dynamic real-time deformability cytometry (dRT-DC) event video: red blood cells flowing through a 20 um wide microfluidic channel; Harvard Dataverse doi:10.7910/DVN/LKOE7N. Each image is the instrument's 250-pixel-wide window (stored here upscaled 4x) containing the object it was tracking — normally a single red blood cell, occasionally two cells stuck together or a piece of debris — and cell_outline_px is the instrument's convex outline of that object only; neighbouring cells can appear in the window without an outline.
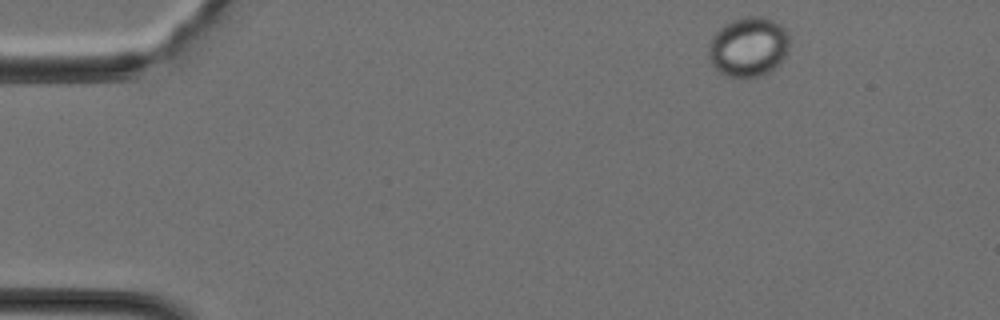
{"species": "Egyptian fruit bat (a non-hibernating species)", "species_latin": "Rousettus aegyptiacus", "temperature_condition": "cold", "stored_images_in_passage": 35, "camera_frame_rate_fps": 3000, "um_per_image_px": 0.085, "animal": {"sex": "female"}, "frame": {"image": 1, "passage_image": 1, "time_ms": 0.0, "image_size_px": [1000, 320], "cell_outline_px": [[788, 52], [780, 64], [768, 72], [760, 76], [728, 76], [720, 72], [712, 64], [708, 56], [708, 48], [712, 36], [724, 24], [732, 20], [744, 16], [764, 16], [780, 24], [784, 28], [788, 36]], "centroid_in_image_um": [63.62, 3.96], "position_along_channel_um": 21.4, "area_um2": 28.09}}
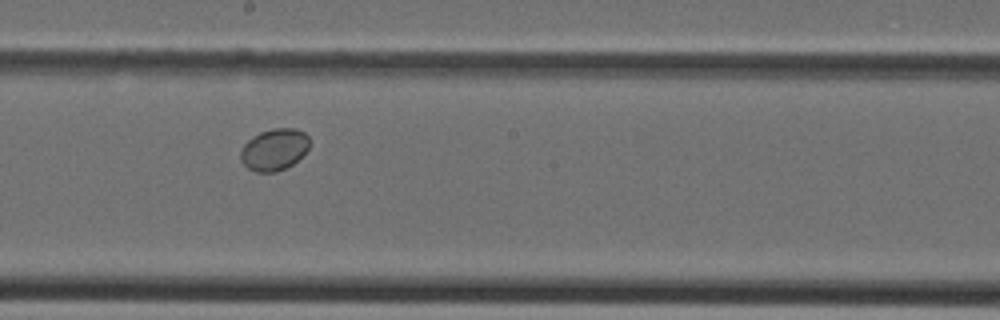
{"frame": {"image": 2, "passage_image": 18, "time_ms": 5.667, "image_size_px": [1000, 320], "cell_outline_px": [[308, 148], [292, 164], [276, 172], [256, 172], [248, 168], [240, 160], [240, 152], [244, 144], [252, 136], [260, 132], [272, 128], [296, 128], [304, 132], [308, 136]], "centroid_in_image_um": [23.27, 12.7], "position_along_channel_um": 224.9, "area_um2": 16.65}}
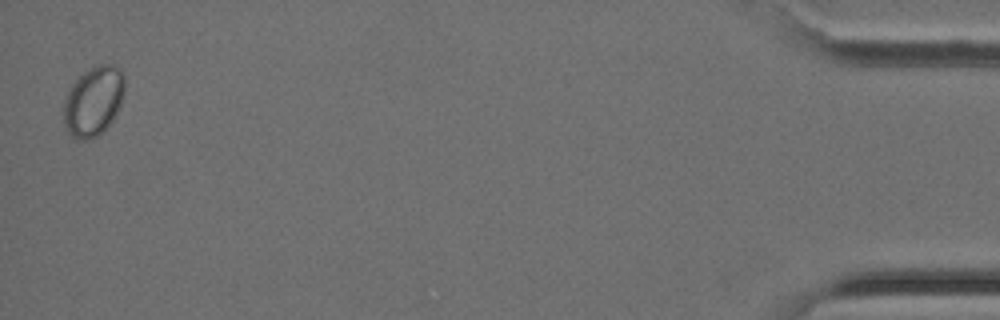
{"frame": {"image": 3, "passage_image": 35, "time_ms": 11.333, "image_size_px": [1000, 320], "cell_outline_px": [[124, 92], [120, 104], [112, 120], [96, 136], [84, 140], [80, 140], [72, 136], [68, 132], [64, 124], [64, 100], [72, 84], [84, 72], [96, 64], [108, 64], [120, 68], [124, 76]], "centroid_in_image_um": [7.94, 8.57], "position_along_channel_um": 427.3, "area_um2": 24.33}}